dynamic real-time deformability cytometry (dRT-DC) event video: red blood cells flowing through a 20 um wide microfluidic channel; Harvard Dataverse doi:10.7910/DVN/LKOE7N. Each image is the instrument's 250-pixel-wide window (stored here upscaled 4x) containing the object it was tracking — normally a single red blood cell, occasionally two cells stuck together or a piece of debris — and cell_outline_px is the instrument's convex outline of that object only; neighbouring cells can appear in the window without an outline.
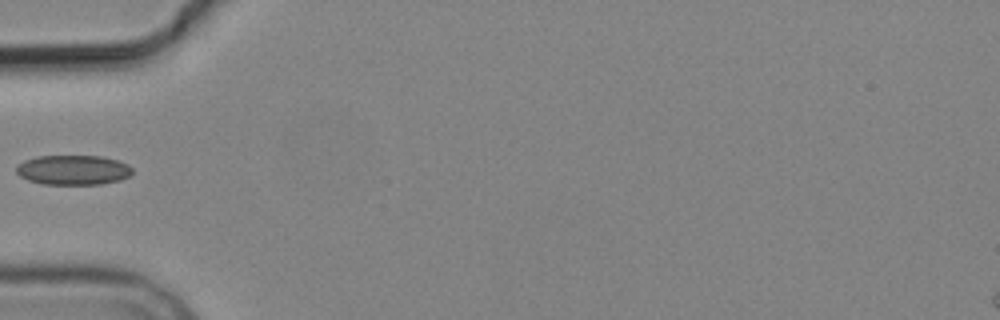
{"species": "common noctule bat (a hibernating species)", "species_latin": "Nyctalus noctula", "temperature_condition": "cold", "stored_images_in_passage": 1, "camera_frame_rate_fps": 3000, "um_per_image_px": 0.085, "animal": {"sex": "male", "body_mass_g": 19.2, "forearm_length_mm": 51.8}, "frame": {"image": 1, "passage_image": 1, "time_ms": 0.0, "image_size_px": [1000, 320], "cell_outline_px": [[132, 172], [128, 176], [120, 180], [100, 184], [44, 184], [28, 180], [20, 176], [16, 172], [16, 164], [24, 160], [36, 156], [100, 156], [116, 160], [128, 164], [132, 168]], "centroid_in_image_um": [6.18, 14.44], "position_along_channel_um": 78.8, "area_um2": 20.11}}